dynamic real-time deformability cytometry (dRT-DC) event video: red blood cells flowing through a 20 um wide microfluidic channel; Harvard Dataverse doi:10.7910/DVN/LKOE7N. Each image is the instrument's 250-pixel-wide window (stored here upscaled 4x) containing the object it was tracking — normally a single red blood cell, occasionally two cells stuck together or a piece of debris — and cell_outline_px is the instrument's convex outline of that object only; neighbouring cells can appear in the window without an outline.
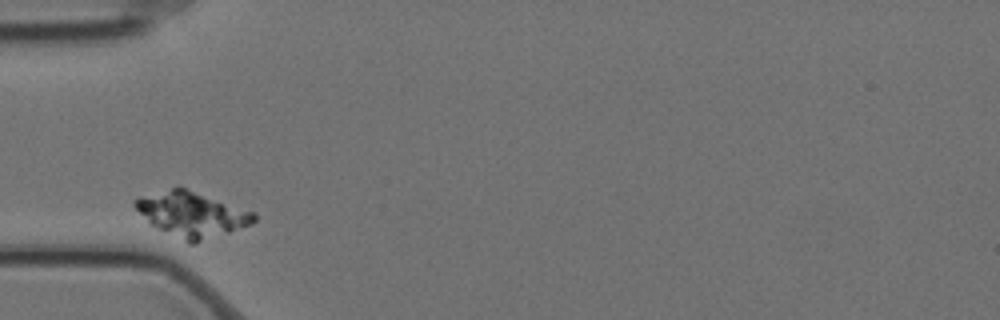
{"species": "Egyptian fruit bat (a non-hibernating species)", "species_latin": "Rousettus aegyptiacus", "temperature_condition": "cold", "stored_images_in_passage": 2, "camera_frame_rate_fps": 3000, "um_per_image_px": 0.085, "animal": {"sex": "female"}, "frame": {"image": 1, "passage_image": 1, "time_ms": 0.0, "image_size_px": [1000, 320], "cell_outline_px": [[256, 220], [252, 224], [196, 244], [188, 244], [152, 224], [132, 204], [132, 200], [136, 196], [172, 188], [184, 188], [256, 212]], "centroid_in_image_um": [16.32, 18.23], "position_along_channel_um": 68.7, "area_um2": 30.98}}
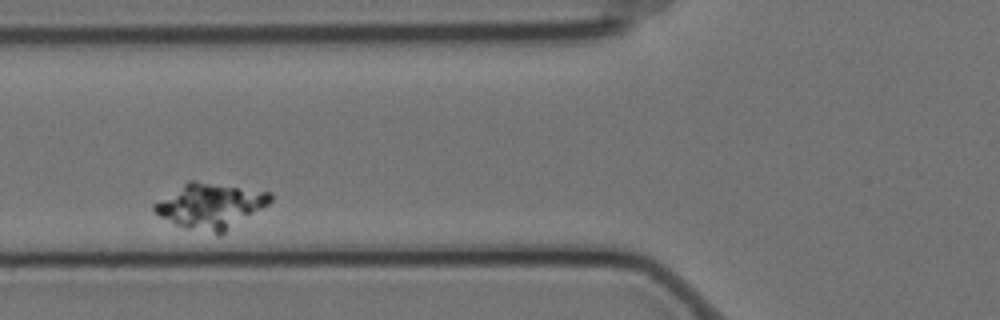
{"frame": {"image": 2, "passage_image": 2, "time_ms": 0.333, "image_size_px": [1000, 320], "cell_outline_px": [[272, 200], [268, 204], [220, 236], [216, 236], [184, 228], [160, 216], [152, 208], [152, 204], [184, 184], [192, 180], [196, 180], [272, 192]], "centroid_in_image_um": [17.91, 17.52], "position_along_channel_um": 107.9, "area_um2": 30.63}}